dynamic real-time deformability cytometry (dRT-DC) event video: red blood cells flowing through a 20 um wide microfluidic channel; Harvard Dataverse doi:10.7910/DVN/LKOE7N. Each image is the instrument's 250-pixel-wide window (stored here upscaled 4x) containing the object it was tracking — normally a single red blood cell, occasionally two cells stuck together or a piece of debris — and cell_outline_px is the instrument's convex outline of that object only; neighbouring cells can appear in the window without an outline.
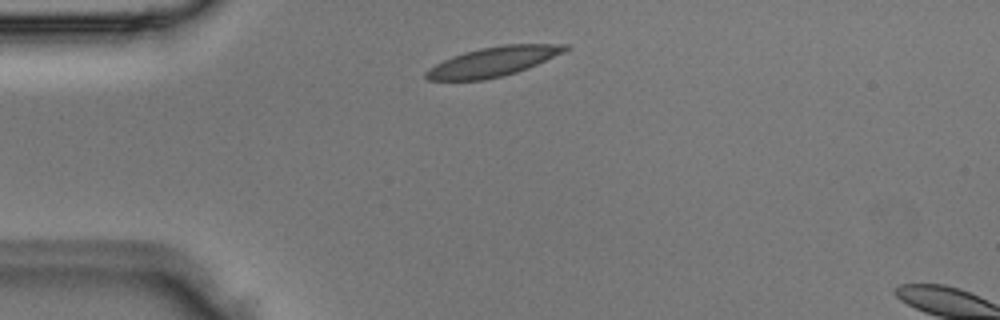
{"species": "Egyptian fruit bat (a non-hibernating species)", "species_latin": "Rousettus aegyptiacus", "temperature_condition": "room temperature", "stored_images_in_passage": 2, "camera_frame_rate_fps": 3000, "um_per_image_px": 0.085, "animal": {"sex": "male"}, "frame": {"image": 1, "passage_image": 1, "time_ms": 0.0, "image_size_px": [1000, 320], "cell_outline_px": [[568, 48], [564, 52], [528, 68], [516, 72], [484, 80], [428, 80], [424, 76], [424, 72], [428, 68], [452, 56], [464, 52], [480, 48], [504, 44], [568, 44]], "centroid_in_image_um": [41.89, 5.24], "position_along_channel_um": 43.1, "area_um2": 23.76}}